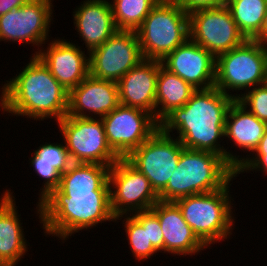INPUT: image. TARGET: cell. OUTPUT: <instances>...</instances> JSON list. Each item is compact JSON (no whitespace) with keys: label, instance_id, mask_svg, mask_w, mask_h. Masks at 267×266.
<instances>
[{"label":"cell","instance_id":"cell-1","mask_svg":"<svg viewBox=\"0 0 267 266\" xmlns=\"http://www.w3.org/2000/svg\"><path fill=\"white\" fill-rule=\"evenodd\" d=\"M234 100L215 86L197 89L184 106L173 109L159 122V129L167 135L175 131L184 148L222 156L236 170L243 162L242 155L227 150L226 144L221 146L227 112Z\"/></svg>","mask_w":267,"mask_h":266},{"label":"cell","instance_id":"cell-2","mask_svg":"<svg viewBox=\"0 0 267 266\" xmlns=\"http://www.w3.org/2000/svg\"><path fill=\"white\" fill-rule=\"evenodd\" d=\"M29 60L18 75L6 80L0 88V111L11 117L36 121L50 118L57 123L67 115L69 92L37 56Z\"/></svg>","mask_w":267,"mask_h":266},{"label":"cell","instance_id":"cell-3","mask_svg":"<svg viewBox=\"0 0 267 266\" xmlns=\"http://www.w3.org/2000/svg\"><path fill=\"white\" fill-rule=\"evenodd\" d=\"M35 211L44 236H54L62 243L76 233L89 230L98 224L115 222L110 205V192L62 193L53 189Z\"/></svg>","mask_w":267,"mask_h":266},{"label":"cell","instance_id":"cell-4","mask_svg":"<svg viewBox=\"0 0 267 266\" xmlns=\"http://www.w3.org/2000/svg\"><path fill=\"white\" fill-rule=\"evenodd\" d=\"M235 176V169L220 155L184 148L177 168L166 187L158 194L161 201L213 192L223 188Z\"/></svg>","mask_w":267,"mask_h":266},{"label":"cell","instance_id":"cell-5","mask_svg":"<svg viewBox=\"0 0 267 266\" xmlns=\"http://www.w3.org/2000/svg\"><path fill=\"white\" fill-rule=\"evenodd\" d=\"M235 179L236 176L219 190L194 194L174 201L180 208L184 220L209 249L212 244L229 240L236 228L235 210L232 208L235 207L232 203L234 198L231 197L229 189L231 181Z\"/></svg>","mask_w":267,"mask_h":266},{"label":"cell","instance_id":"cell-6","mask_svg":"<svg viewBox=\"0 0 267 266\" xmlns=\"http://www.w3.org/2000/svg\"><path fill=\"white\" fill-rule=\"evenodd\" d=\"M144 59L162 61L189 38V14L176 0H160L135 30Z\"/></svg>","mask_w":267,"mask_h":266},{"label":"cell","instance_id":"cell-7","mask_svg":"<svg viewBox=\"0 0 267 266\" xmlns=\"http://www.w3.org/2000/svg\"><path fill=\"white\" fill-rule=\"evenodd\" d=\"M266 78L267 48L254 39H246L216 58L215 87L236 100L242 96V90L264 84Z\"/></svg>","mask_w":267,"mask_h":266},{"label":"cell","instance_id":"cell-8","mask_svg":"<svg viewBox=\"0 0 267 266\" xmlns=\"http://www.w3.org/2000/svg\"><path fill=\"white\" fill-rule=\"evenodd\" d=\"M73 163L112 167L120 157L108 145L101 118L65 116L57 122Z\"/></svg>","mask_w":267,"mask_h":266},{"label":"cell","instance_id":"cell-9","mask_svg":"<svg viewBox=\"0 0 267 266\" xmlns=\"http://www.w3.org/2000/svg\"><path fill=\"white\" fill-rule=\"evenodd\" d=\"M52 1L54 0H29L21 7L0 16V42L37 46L38 49L31 54L36 56L39 47L46 45L51 39L49 33L54 14Z\"/></svg>","mask_w":267,"mask_h":266},{"label":"cell","instance_id":"cell-10","mask_svg":"<svg viewBox=\"0 0 267 266\" xmlns=\"http://www.w3.org/2000/svg\"><path fill=\"white\" fill-rule=\"evenodd\" d=\"M183 149L174 134L167 135L157 129L126 159L149 180L152 189L158 195L166 187L177 168Z\"/></svg>","mask_w":267,"mask_h":266},{"label":"cell","instance_id":"cell-11","mask_svg":"<svg viewBox=\"0 0 267 266\" xmlns=\"http://www.w3.org/2000/svg\"><path fill=\"white\" fill-rule=\"evenodd\" d=\"M108 182L115 217L148 211L159 201L149 180L126 158H120L110 167Z\"/></svg>","mask_w":267,"mask_h":266},{"label":"cell","instance_id":"cell-12","mask_svg":"<svg viewBox=\"0 0 267 266\" xmlns=\"http://www.w3.org/2000/svg\"><path fill=\"white\" fill-rule=\"evenodd\" d=\"M188 14L190 39L215 58L246 40L227 6L198 9Z\"/></svg>","mask_w":267,"mask_h":266},{"label":"cell","instance_id":"cell-13","mask_svg":"<svg viewBox=\"0 0 267 266\" xmlns=\"http://www.w3.org/2000/svg\"><path fill=\"white\" fill-rule=\"evenodd\" d=\"M144 59L135 30H117L89 52V75L118 82Z\"/></svg>","mask_w":267,"mask_h":266},{"label":"cell","instance_id":"cell-14","mask_svg":"<svg viewBox=\"0 0 267 266\" xmlns=\"http://www.w3.org/2000/svg\"><path fill=\"white\" fill-rule=\"evenodd\" d=\"M101 119L108 145L120 158H126L159 129L150 113L123 105Z\"/></svg>","mask_w":267,"mask_h":266},{"label":"cell","instance_id":"cell-15","mask_svg":"<svg viewBox=\"0 0 267 266\" xmlns=\"http://www.w3.org/2000/svg\"><path fill=\"white\" fill-rule=\"evenodd\" d=\"M55 37L37 53L39 60L50 70L53 77L69 92L89 75V52L72 40ZM88 55V56H87Z\"/></svg>","mask_w":267,"mask_h":266},{"label":"cell","instance_id":"cell-16","mask_svg":"<svg viewBox=\"0 0 267 266\" xmlns=\"http://www.w3.org/2000/svg\"><path fill=\"white\" fill-rule=\"evenodd\" d=\"M170 72L178 75L196 89L215 86L216 58L190 38L162 61Z\"/></svg>","mask_w":267,"mask_h":266},{"label":"cell","instance_id":"cell-17","mask_svg":"<svg viewBox=\"0 0 267 266\" xmlns=\"http://www.w3.org/2000/svg\"><path fill=\"white\" fill-rule=\"evenodd\" d=\"M119 105L116 82L88 75L69 91L67 116L102 118Z\"/></svg>","mask_w":267,"mask_h":266},{"label":"cell","instance_id":"cell-18","mask_svg":"<svg viewBox=\"0 0 267 266\" xmlns=\"http://www.w3.org/2000/svg\"><path fill=\"white\" fill-rule=\"evenodd\" d=\"M162 62L143 59L118 82L120 105L150 113L156 120V87Z\"/></svg>","mask_w":267,"mask_h":266},{"label":"cell","instance_id":"cell-19","mask_svg":"<svg viewBox=\"0 0 267 266\" xmlns=\"http://www.w3.org/2000/svg\"><path fill=\"white\" fill-rule=\"evenodd\" d=\"M150 210L158 217L162 228L164 253L183 255L184 258L186 255H198L208 248L184 220L174 201L159 200Z\"/></svg>","mask_w":267,"mask_h":266},{"label":"cell","instance_id":"cell-20","mask_svg":"<svg viewBox=\"0 0 267 266\" xmlns=\"http://www.w3.org/2000/svg\"><path fill=\"white\" fill-rule=\"evenodd\" d=\"M73 10L74 27L88 52L101 46L118 30L109 0H83Z\"/></svg>","mask_w":267,"mask_h":266},{"label":"cell","instance_id":"cell-21","mask_svg":"<svg viewBox=\"0 0 267 266\" xmlns=\"http://www.w3.org/2000/svg\"><path fill=\"white\" fill-rule=\"evenodd\" d=\"M13 192L6 189L0 196V263L7 266H16L30 246L23 233Z\"/></svg>","mask_w":267,"mask_h":266},{"label":"cell","instance_id":"cell-22","mask_svg":"<svg viewBox=\"0 0 267 266\" xmlns=\"http://www.w3.org/2000/svg\"><path fill=\"white\" fill-rule=\"evenodd\" d=\"M266 128L267 124L265 122L259 120L235 99L227 112L224 139H228L225 140L226 142H232L231 146L235 144L233 147H239L244 153L246 151L247 155H243L244 161L257 148Z\"/></svg>","mask_w":267,"mask_h":266},{"label":"cell","instance_id":"cell-23","mask_svg":"<svg viewBox=\"0 0 267 266\" xmlns=\"http://www.w3.org/2000/svg\"><path fill=\"white\" fill-rule=\"evenodd\" d=\"M110 166L95 163H72L61 174L58 189L62 193L110 192L108 175Z\"/></svg>","mask_w":267,"mask_h":266},{"label":"cell","instance_id":"cell-24","mask_svg":"<svg viewBox=\"0 0 267 266\" xmlns=\"http://www.w3.org/2000/svg\"><path fill=\"white\" fill-rule=\"evenodd\" d=\"M196 90L161 65L156 87V121L159 123L173 109L184 106Z\"/></svg>","mask_w":267,"mask_h":266},{"label":"cell","instance_id":"cell-25","mask_svg":"<svg viewBox=\"0 0 267 266\" xmlns=\"http://www.w3.org/2000/svg\"><path fill=\"white\" fill-rule=\"evenodd\" d=\"M226 6L239 31L246 39H254L263 27L267 0H228Z\"/></svg>","mask_w":267,"mask_h":266},{"label":"cell","instance_id":"cell-26","mask_svg":"<svg viewBox=\"0 0 267 266\" xmlns=\"http://www.w3.org/2000/svg\"><path fill=\"white\" fill-rule=\"evenodd\" d=\"M160 0H110L118 30H136Z\"/></svg>","mask_w":267,"mask_h":266},{"label":"cell","instance_id":"cell-27","mask_svg":"<svg viewBox=\"0 0 267 266\" xmlns=\"http://www.w3.org/2000/svg\"><path fill=\"white\" fill-rule=\"evenodd\" d=\"M123 218V220H122ZM122 220V226H124L126 233V240H128L129 248L135 260L140 261V263L145 260L154 257L153 255L158 253L148 241L147 227H143L132 215H121L115 218V222Z\"/></svg>","mask_w":267,"mask_h":266},{"label":"cell","instance_id":"cell-28","mask_svg":"<svg viewBox=\"0 0 267 266\" xmlns=\"http://www.w3.org/2000/svg\"><path fill=\"white\" fill-rule=\"evenodd\" d=\"M37 148L33 151L32 157L28 158L30 160L29 163L51 164L61 174L73 163L63 141L61 143L45 142V144H40Z\"/></svg>","mask_w":267,"mask_h":266},{"label":"cell","instance_id":"cell-29","mask_svg":"<svg viewBox=\"0 0 267 266\" xmlns=\"http://www.w3.org/2000/svg\"><path fill=\"white\" fill-rule=\"evenodd\" d=\"M238 101L259 120L267 124V84H261L243 92Z\"/></svg>","mask_w":267,"mask_h":266},{"label":"cell","instance_id":"cell-30","mask_svg":"<svg viewBox=\"0 0 267 266\" xmlns=\"http://www.w3.org/2000/svg\"><path fill=\"white\" fill-rule=\"evenodd\" d=\"M250 171L262 172L263 176L267 175V128L265 129L264 135L259 142L254 152L248 156L240 166L235 170V176Z\"/></svg>","mask_w":267,"mask_h":266},{"label":"cell","instance_id":"cell-31","mask_svg":"<svg viewBox=\"0 0 267 266\" xmlns=\"http://www.w3.org/2000/svg\"><path fill=\"white\" fill-rule=\"evenodd\" d=\"M131 215L143 227H147L148 241H151L152 246L158 253L164 254V238L158 217L151 210L135 212Z\"/></svg>","mask_w":267,"mask_h":266},{"label":"cell","instance_id":"cell-32","mask_svg":"<svg viewBox=\"0 0 267 266\" xmlns=\"http://www.w3.org/2000/svg\"><path fill=\"white\" fill-rule=\"evenodd\" d=\"M33 167L34 173H36L41 180L44 179L43 185L39 190L38 204L45 198L53 189L58 188L60 184L61 173L56 170L51 164L46 163H29Z\"/></svg>","mask_w":267,"mask_h":266},{"label":"cell","instance_id":"cell-33","mask_svg":"<svg viewBox=\"0 0 267 266\" xmlns=\"http://www.w3.org/2000/svg\"><path fill=\"white\" fill-rule=\"evenodd\" d=\"M186 12L203 8L226 6L228 0H176Z\"/></svg>","mask_w":267,"mask_h":266},{"label":"cell","instance_id":"cell-34","mask_svg":"<svg viewBox=\"0 0 267 266\" xmlns=\"http://www.w3.org/2000/svg\"><path fill=\"white\" fill-rule=\"evenodd\" d=\"M29 0H0V16L24 5Z\"/></svg>","mask_w":267,"mask_h":266},{"label":"cell","instance_id":"cell-35","mask_svg":"<svg viewBox=\"0 0 267 266\" xmlns=\"http://www.w3.org/2000/svg\"><path fill=\"white\" fill-rule=\"evenodd\" d=\"M254 40L262 44L265 48H267V10L263 21V27L259 34L254 38Z\"/></svg>","mask_w":267,"mask_h":266}]
</instances>
